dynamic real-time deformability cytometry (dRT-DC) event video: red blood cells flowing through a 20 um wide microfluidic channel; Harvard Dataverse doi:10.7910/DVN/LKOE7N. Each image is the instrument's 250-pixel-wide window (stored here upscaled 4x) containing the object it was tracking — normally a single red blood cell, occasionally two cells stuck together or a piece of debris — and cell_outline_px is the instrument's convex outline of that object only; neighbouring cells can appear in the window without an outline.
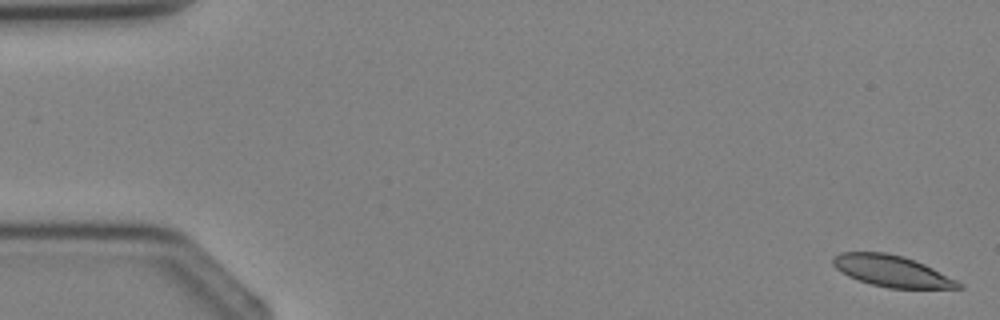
{"species": "Egyptian fruit bat (a non-hibernating species)", "species_latin": "Rousettus aegyptiacus", "temperature_condition": "cold", "stored_images_in_passage": 5, "camera_frame_rate_fps": 3000, "um_per_image_px": 0.085, "animal": {"sex": "female"}, "frame": {"image": 1, "passage_image": 1, "time_ms": 0.0, "image_size_px": [1000, 320], "cell_outline_px": [[964, 288], [888, 288], [872, 284], [848, 276], [836, 268], [832, 264], [832, 256], [840, 252], [888, 252], [904, 256], [924, 264], [964, 284]], "centroid_in_image_um": [75.79, 23.03], "position_along_channel_um": 9.2, "area_um2": 22.83}}
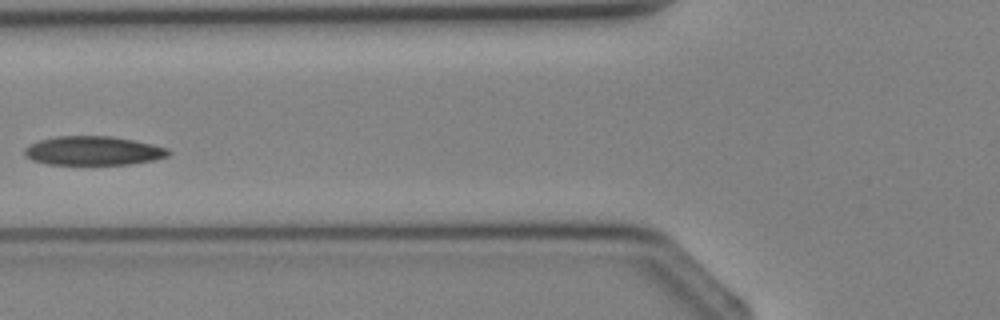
{"frame": {"image": 2, "passage_image": 5, "time_ms": 4.667, "image_size_px": [1000, 320], "cell_outline_px": [[172, 152], [168, 156], [152, 160], [128, 164], [48, 164], [32, 160], [24, 156], [24, 148], [40, 140], [56, 136], [112, 136], [152, 144], [168, 148]], "centroid_in_image_um": [7.92, 12.81], "position_along_channel_um": 117.9, "area_um2": 24.16}}